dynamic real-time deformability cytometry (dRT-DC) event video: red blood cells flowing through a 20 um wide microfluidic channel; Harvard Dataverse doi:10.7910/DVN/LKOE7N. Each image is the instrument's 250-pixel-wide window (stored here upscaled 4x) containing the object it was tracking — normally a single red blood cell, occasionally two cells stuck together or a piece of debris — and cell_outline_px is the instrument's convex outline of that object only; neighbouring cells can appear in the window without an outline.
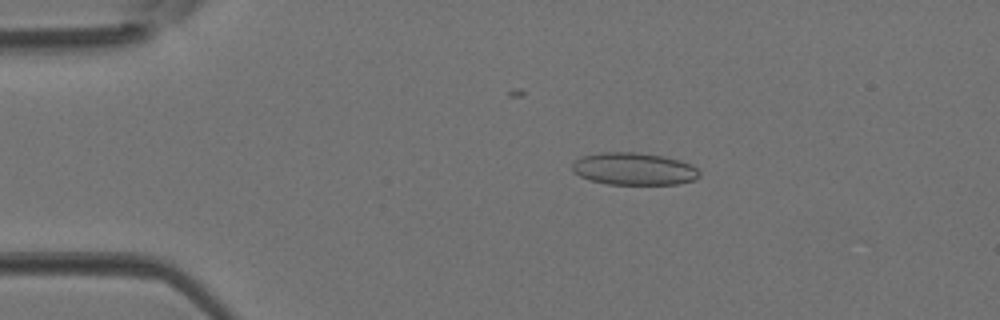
{"species": "Egyptian fruit bat (a non-hibernating species)", "species_latin": "Rousettus aegyptiacus", "temperature_condition": "room temperature", "stored_images_in_passage": 3, "camera_frame_rate_fps": 3000, "um_per_image_px": 0.085, "animal": {"sex": "female"}, "frame": {"image": 1, "passage_image": 2, "time_ms": 0.333, "image_size_px": [1000, 320], "cell_outline_px": [[700, 176], [696, 180], [676, 184], [608, 184], [592, 180], [580, 176], [572, 172], [572, 164], [576, 160], [584, 156], [600, 152], [636, 152], [664, 156], [680, 160], [692, 164], [700, 172]], "centroid_in_image_um": [53.92, 14.35], "position_along_channel_um": 31.1, "area_um2": 24.04}}